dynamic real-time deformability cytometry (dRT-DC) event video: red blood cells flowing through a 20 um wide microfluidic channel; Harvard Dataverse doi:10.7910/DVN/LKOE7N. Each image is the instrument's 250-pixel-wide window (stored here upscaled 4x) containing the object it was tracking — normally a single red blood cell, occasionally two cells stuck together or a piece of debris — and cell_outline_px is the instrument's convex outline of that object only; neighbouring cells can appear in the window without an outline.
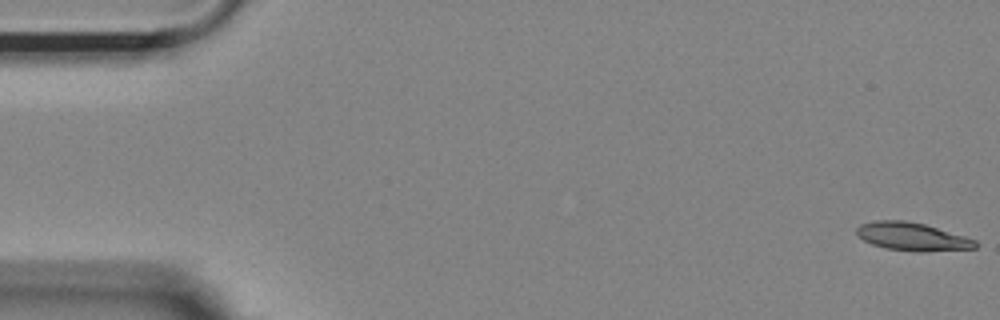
{"species": "Egyptian fruit bat (a non-hibernating species)", "species_latin": "Rousettus aegyptiacus", "temperature_condition": "room temperature", "stored_images_in_passage": 13, "camera_frame_rate_fps": 3000, "um_per_image_px": 0.085, "animal": {"sex": "female"}, "frame": {"image": 1, "passage_image": 1, "time_ms": 0.0, "image_size_px": [1000, 320], "cell_outline_px": [[976, 248], [924, 252], [916, 252], [884, 248], [872, 244], [856, 236], [856, 228], [860, 224], [876, 220], [904, 220], [924, 224], [964, 236], [976, 240]], "centroid_in_image_um": [77.49, 20.12], "position_along_channel_um": 7.5, "area_um2": 19.48}}
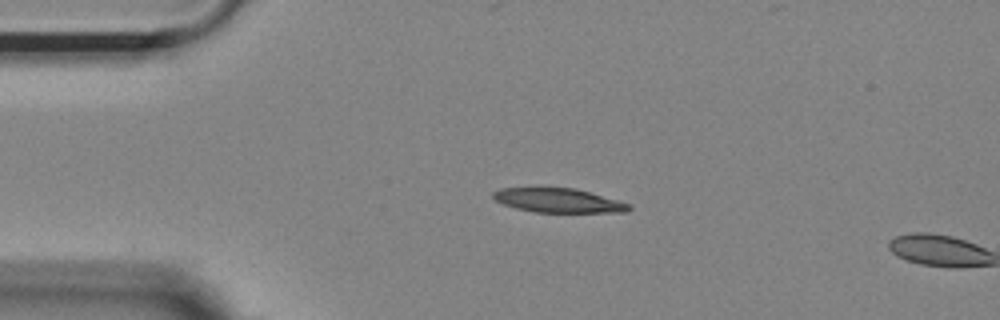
{"frame": {"image": 2, "passage_image": 12, "time_ms": 3.667, "image_size_px": [1000, 320], "cell_outline_px": [[632, 208], [628, 212], [536, 212], [516, 208], [504, 204], [496, 200], [492, 196], [492, 192], [500, 188], [576, 188], [616, 200], [628, 204]], "centroid_in_image_um": [47.44, 17.04], "position_along_channel_um": 37.6, "area_um2": 18.84}}